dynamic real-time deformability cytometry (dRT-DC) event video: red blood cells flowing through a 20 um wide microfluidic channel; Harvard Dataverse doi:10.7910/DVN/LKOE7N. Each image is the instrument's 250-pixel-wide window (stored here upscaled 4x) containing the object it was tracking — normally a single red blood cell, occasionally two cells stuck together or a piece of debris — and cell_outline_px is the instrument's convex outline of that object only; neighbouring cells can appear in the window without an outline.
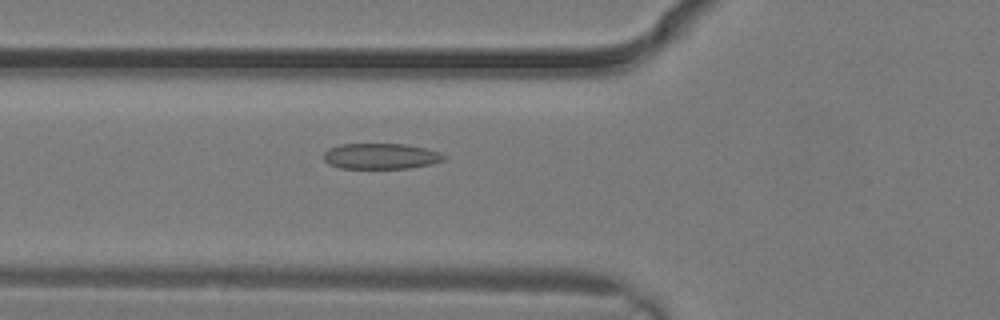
{"species": "common noctule bat (a hibernating species)", "species_latin": "Nyctalus noctula", "temperature_condition": "warm", "stored_images_in_passage": 3, "camera_frame_rate_fps": 3000, "um_per_image_px": 0.085, "animal": {"sex": "male", "body_mass_g": 19.2, "forearm_length_mm": 51.8}, "frame": {"image": 1, "passage_image": 3, "time_ms": 0.667, "image_size_px": [1000, 320], "cell_outline_px": [[448, 156], [444, 160], [432, 164], [408, 168], [340, 168], [328, 164], [324, 160], [324, 152], [328, 148], [340, 144], [404, 144], [424, 148], [440, 152]], "centroid_in_image_um": [32.37, 13.27], "position_along_channel_um": 93.4, "area_um2": 18.09}}